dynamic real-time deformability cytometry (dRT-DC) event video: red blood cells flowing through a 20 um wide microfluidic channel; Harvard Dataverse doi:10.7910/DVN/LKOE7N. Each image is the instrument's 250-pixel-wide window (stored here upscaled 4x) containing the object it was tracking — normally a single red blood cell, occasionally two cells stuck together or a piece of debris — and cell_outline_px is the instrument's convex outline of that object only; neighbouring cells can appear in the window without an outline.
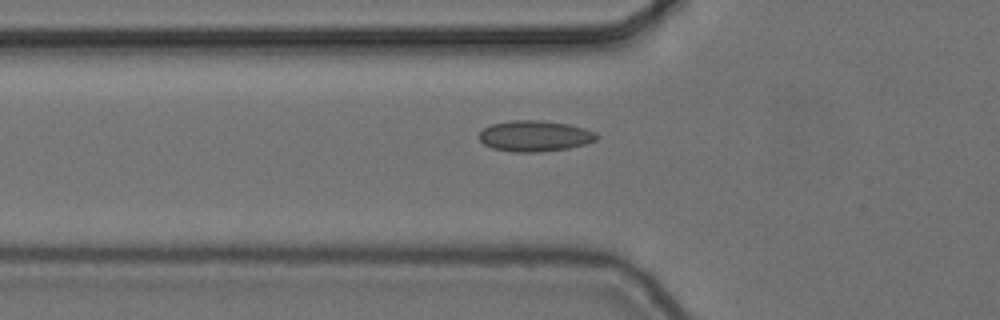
{"species": "common noctule bat (a hibernating species)", "species_latin": "Nyctalus noctula", "temperature_condition": "cold", "stored_images_in_passage": 3, "camera_frame_rate_fps": 3000, "um_per_image_px": 0.085, "animal": {"sex": "female", "body_mass_g": 24.6, "forearm_length_mm": 56.2}, "frame": {"image": 1, "passage_image": 3, "time_ms": 0.667, "image_size_px": [1000, 320], "cell_outline_px": [[600, 136], [596, 140], [584, 144], [568, 148], [540, 152], [512, 152], [492, 148], [484, 144], [476, 136], [484, 128], [492, 124], [512, 120], [540, 120], [568, 124], [584, 128], [596, 132]], "centroid_in_image_um": [45.44, 11.56], "position_along_channel_um": 80.4, "area_um2": 21.27}}